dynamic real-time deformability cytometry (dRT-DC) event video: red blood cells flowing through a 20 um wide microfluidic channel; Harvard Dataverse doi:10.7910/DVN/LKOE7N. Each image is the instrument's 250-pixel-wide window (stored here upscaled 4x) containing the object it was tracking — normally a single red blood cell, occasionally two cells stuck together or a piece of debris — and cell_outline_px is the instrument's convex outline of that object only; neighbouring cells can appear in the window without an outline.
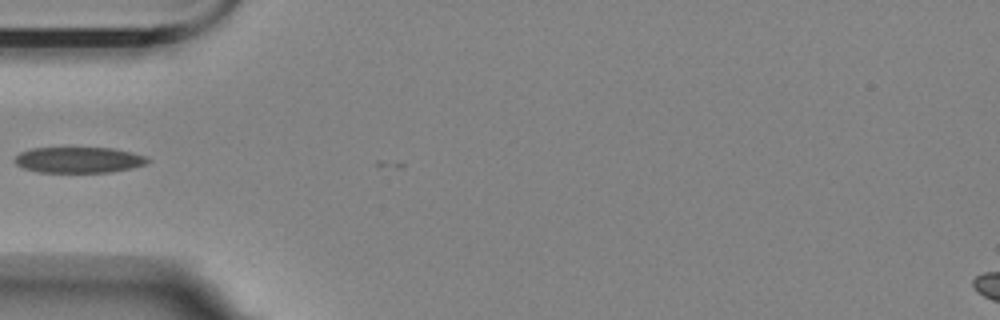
{"species": "Egyptian fruit bat (a non-hibernating species)", "species_latin": "Rousettus aegyptiacus", "temperature_condition": "room temperature", "stored_images_in_passage": 1, "camera_frame_rate_fps": 3000, "um_per_image_px": 0.085, "animal": {"sex": "female"}, "frame": {"image": 1, "passage_image": 1, "time_ms": 0.0, "image_size_px": [1000, 320], "cell_outline_px": [[152, 160], [144, 164], [132, 168], [108, 172], [36, 172], [24, 168], [16, 164], [12, 160], [20, 152], [32, 148], [112, 148], [132, 152], [144, 156]], "centroid_in_image_um": [6.67, 13.59], "position_along_channel_um": 78.3, "area_um2": 20.0}}